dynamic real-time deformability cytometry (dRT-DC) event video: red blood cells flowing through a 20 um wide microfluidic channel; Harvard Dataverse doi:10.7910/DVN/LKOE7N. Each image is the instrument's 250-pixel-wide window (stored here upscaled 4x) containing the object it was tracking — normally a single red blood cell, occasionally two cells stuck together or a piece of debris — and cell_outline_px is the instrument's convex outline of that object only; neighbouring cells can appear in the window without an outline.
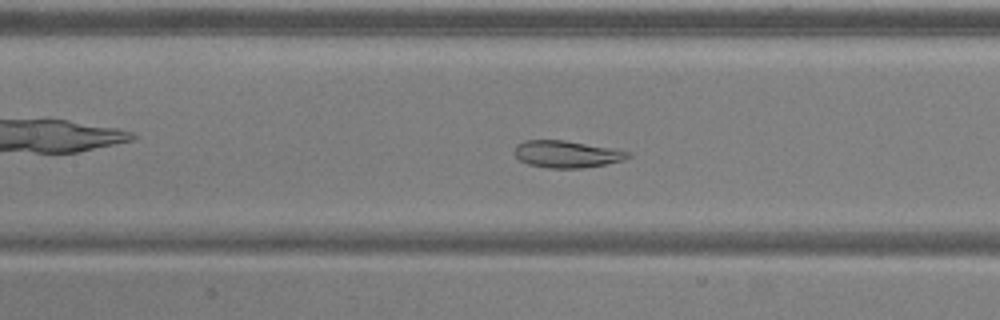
{"species": "common noctule bat (a hibernating species)", "species_latin": "Nyctalus noctula", "temperature_condition": "warm", "stored_images_in_passage": 51, "camera_frame_rate_fps": 3000, "um_per_image_px": 0.085, "animal": {"sex": "male", "body_mass_g": 20.5, "forearm_length_mm": 52.5}, "frame": {"image": 1, "passage_image": 22, "time_ms": 7.0, "image_size_px": [1000, 320], "cell_outline_px": [[632, 156], [624, 160], [584, 168], [548, 168], [528, 164], [520, 160], [516, 156], [516, 144], [524, 140], [564, 140], [632, 152]], "centroid_in_image_um": [48.18, 13.1], "position_along_channel_um": 159.2, "area_um2": 17.74}}
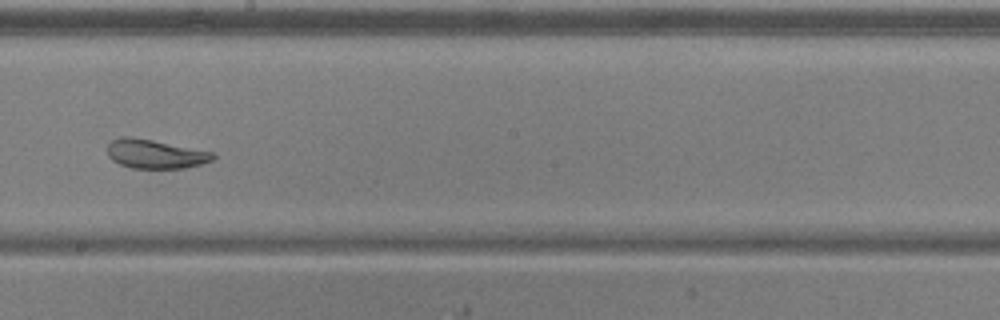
{"frame": {"image": 2, "passage_image": 28, "time_ms": 9.0, "image_size_px": [1000, 320], "cell_outline_px": [[216, 156], [212, 160], [200, 164], [184, 168], [132, 168], [120, 164], [112, 160], [108, 156], [108, 144], [112, 140], [120, 136], [128, 136], [152, 140], [216, 152]], "centroid_in_image_um": [13.21, 13.08], "position_along_channel_um": 235.0, "area_um2": 17.86}}
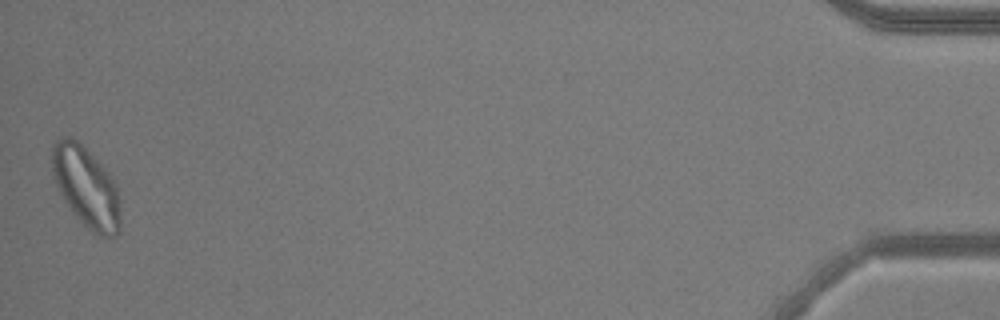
{"frame": {"image": 3, "passage_image": 51, "time_ms": 16.667, "image_size_px": [1000, 320], "cell_outline_px": [[120, 232], [116, 236], [100, 236], [92, 232], [76, 216], [60, 196], [52, 176], [52, 144], [60, 136], [72, 136], [112, 176], [116, 184], [120, 200]], "centroid_in_image_um": [7.31, 15.9], "position_along_channel_um": 427.9, "area_um2": 32.31}, "authors_computed_cell_mechanics": {"area_um2": 24.9118, "velocity_mm_per_s": 3.8054, "shape_relaxation_time_tau1_ms": 7.058, "shape_relaxation_time_tau2_ms": 1.1029, "deformation_change_tau1": 0.1342, "deformation_change_tau2": 0.0731}}